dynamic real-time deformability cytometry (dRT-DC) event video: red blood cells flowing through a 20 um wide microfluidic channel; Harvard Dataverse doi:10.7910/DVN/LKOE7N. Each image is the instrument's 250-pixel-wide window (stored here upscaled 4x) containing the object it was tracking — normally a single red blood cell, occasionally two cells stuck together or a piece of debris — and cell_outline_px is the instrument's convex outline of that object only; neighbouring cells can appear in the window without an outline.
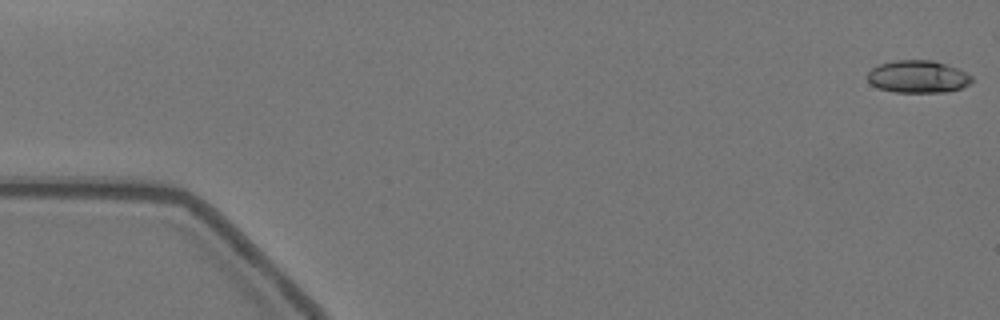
{"species": "Egyptian fruit bat (a non-hibernating species)", "species_latin": "Rousettus aegyptiacus", "temperature_condition": "warm", "stored_images_in_passage": 35, "camera_frame_rate_fps": 3000, "um_per_image_px": 0.085, "animal": {"sex": "female"}, "frame": {"image": 1, "passage_image": 1, "time_ms": 0.0, "image_size_px": [1000, 320], "cell_outline_px": [[972, 80], [968, 84], [960, 88], [944, 92], [896, 92], [880, 88], [872, 84], [868, 80], [868, 72], [872, 68], [880, 64], [896, 60], [932, 60], [956, 68], [972, 76]], "centroid_in_image_um": [78.01, 6.51], "position_along_channel_um": 7.0, "area_um2": 19.36}}
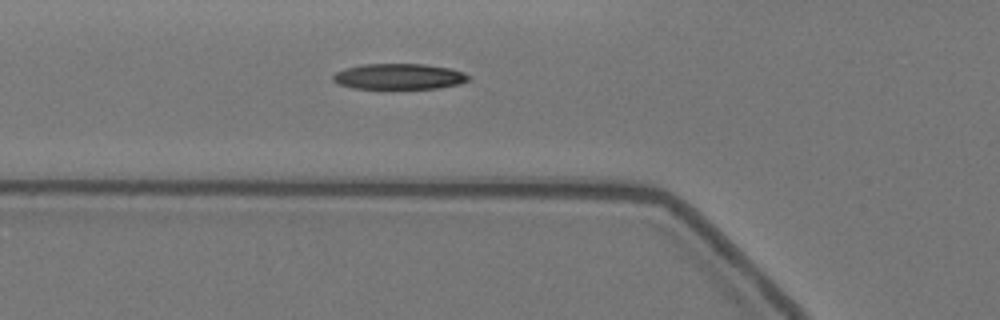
{"frame": {"image": 2, "passage_image": 20, "time_ms": 6.333, "image_size_px": [1000, 320], "cell_outline_px": [[472, 80], [460, 84], [440, 88], [356, 88], [340, 84], [332, 80], [332, 76], [336, 72], [344, 68], [364, 64], [424, 64], [448, 68], [464, 72], [472, 76]], "centroid_in_image_um": [33.98, 6.5], "position_along_channel_um": 91.8, "area_um2": 20.35}}
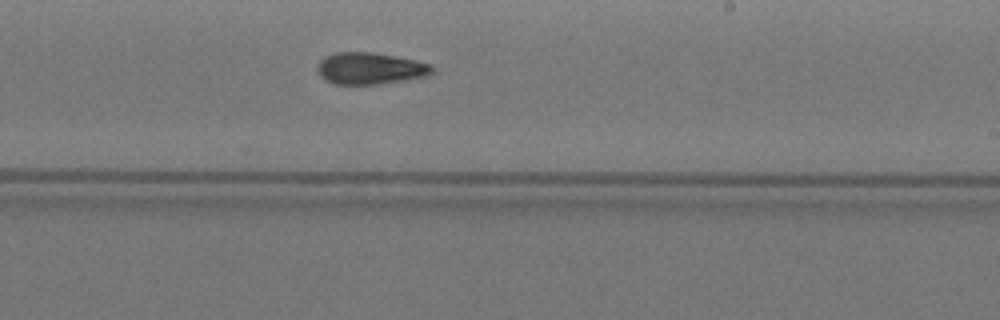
{"frame": {"image": 3, "passage_image": 34, "time_ms": 11.0, "image_size_px": [1000, 320], "cell_outline_px": [[432, 72], [428, 76], [376, 84], [332, 84], [324, 80], [320, 76], [316, 68], [320, 60], [336, 52], [368, 52], [416, 60], [432, 64]], "centroid_in_image_um": [31.43, 5.82], "position_along_channel_um": 257.6, "area_um2": 21.04}}